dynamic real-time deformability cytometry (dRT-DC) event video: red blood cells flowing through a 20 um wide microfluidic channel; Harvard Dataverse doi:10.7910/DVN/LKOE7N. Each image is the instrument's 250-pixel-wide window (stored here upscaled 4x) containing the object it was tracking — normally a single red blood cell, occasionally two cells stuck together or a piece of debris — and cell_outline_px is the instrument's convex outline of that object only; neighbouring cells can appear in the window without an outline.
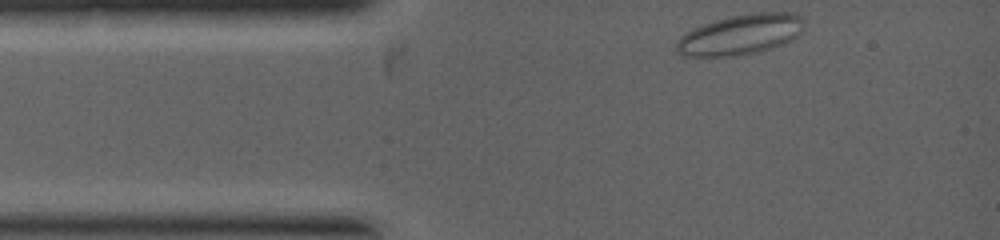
{"species": "common noctule bat (a hibernating species)", "species_latin": "Nyctalus noctula", "temperature_condition": "warm", "stored_images_in_passage": 8, "camera_frame_rate_fps": 5000, "um_per_image_px": 0.085, "animal": {"sex": "female", "body_mass_g": 19.0, "forearm_length_mm": 53.3}, "frame": {"image": 1, "passage_image": 1, "time_ms": 0.0, "image_size_px": [1000, 240], "cell_outline_px": [[804, 20], [800, 32], [796, 36], [772, 48], [756, 52], [736, 56], [680, 56], [676, 52], [676, 40], [680, 36], [692, 28], [716, 20], [732, 16], [752, 12], [796, 12]], "centroid_in_image_um": [62.9, 2.93], "position_along_channel_um": 22.1, "area_um2": 29.94}}
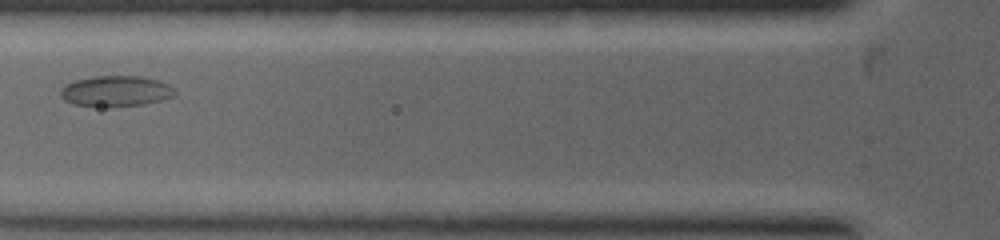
{"frame": {"image": 2, "passage_image": 5, "time_ms": 2.0, "image_size_px": [1000, 240], "cell_outline_px": [[176, 96], [144, 104], [112, 108], [108, 108], [72, 104], [64, 100], [60, 96], [60, 92], [64, 84], [76, 80], [92, 76], [140, 76], [160, 80], [168, 84], [176, 92]], "centroid_in_image_um": [9.83, 7.76], "position_along_channel_um": 116.0, "area_um2": 20.92}}
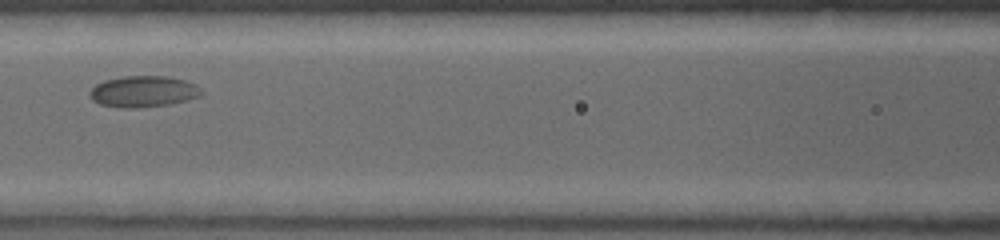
{"frame": {"image": 3, "passage_image": 7, "time_ms": 2.6, "image_size_px": [1000, 240], "cell_outline_px": [[204, 92], [200, 96], [188, 100], [172, 104], [136, 108], [120, 108], [100, 104], [92, 100], [88, 96], [88, 92], [96, 84], [104, 80], [124, 76], [168, 76], [184, 80], [196, 84]], "centroid_in_image_um": [12.18, 7.78], "position_along_channel_um": 154.4, "area_um2": 20.63}}